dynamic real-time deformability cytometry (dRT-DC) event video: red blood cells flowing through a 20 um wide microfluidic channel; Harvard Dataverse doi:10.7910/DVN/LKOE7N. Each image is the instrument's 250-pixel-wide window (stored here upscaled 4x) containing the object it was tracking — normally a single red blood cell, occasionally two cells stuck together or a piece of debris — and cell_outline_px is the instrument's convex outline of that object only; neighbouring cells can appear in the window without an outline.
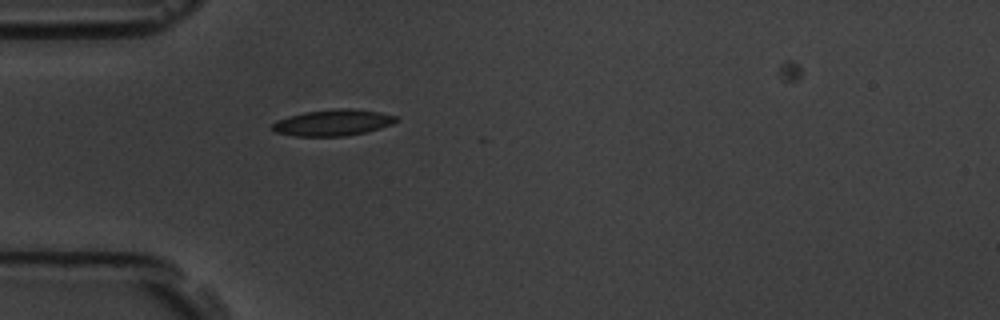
{"species": "common noctule bat (a hibernating species)", "species_latin": "Nyctalus noctula", "temperature_condition": "room temperature", "stored_images_in_passage": 2, "camera_frame_rate_fps": 3000, "um_per_image_px": 0.085, "animal": {"sex": "male", "body_mass_g": 19.5, "forearm_length_mm": 54.6}, "frame": {"image": 1, "passage_image": 1, "time_ms": 0.0, "image_size_px": [1000, 320], "cell_outline_px": [[400, 120], [392, 124], [380, 128], [348, 136], [296, 136], [276, 132], [268, 128], [276, 120], [288, 116], [304, 112], [336, 108], [348, 108], [380, 112], [396, 116]], "centroid_in_image_um": [28.27, 10.42], "position_along_channel_um": 56.7, "area_um2": 19.07}}